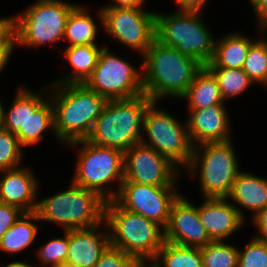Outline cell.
Instances as JSON below:
<instances>
[{
    "label": "cell",
    "mask_w": 267,
    "mask_h": 267,
    "mask_svg": "<svg viewBox=\"0 0 267 267\" xmlns=\"http://www.w3.org/2000/svg\"><path fill=\"white\" fill-rule=\"evenodd\" d=\"M203 66L156 38L142 55L144 94L153 102L181 99Z\"/></svg>",
    "instance_id": "obj_1"
},
{
    "label": "cell",
    "mask_w": 267,
    "mask_h": 267,
    "mask_svg": "<svg viewBox=\"0 0 267 267\" xmlns=\"http://www.w3.org/2000/svg\"><path fill=\"white\" fill-rule=\"evenodd\" d=\"M54 109V133L61 144L86 139L107 99L81 84H49Z\"/></svg>",
    "instance_id": "obj_2"
},
{
    "label": "cell",
    "mask_w": 267,
    "mask_h": 267,
    "mask_svg": "<svg viewBox=\"0 0 267 267\" xmlns=\"http://www.w3.org/2000/svg\"><path fill=\"white\" fill-rule=\"evenodd\" d=\"M104 221L110 245L137 261L154 260L165 242L161 225L122 208L115 200L105 202Z\"/></svg>",
    "instance_id": "obj_3"
},
{
    "label": "cell",
    "mask_w": 267,
    "mask_h": 267,
    "mask_svg": "<svg viewBox=\"0 0 267 267\" xmlns=\"http://www.w3.org/2000/svg\"><path fill=\"white\" fill-rule=\"evenodd\" d=\"M66 145L73 146V148L78 145L82 147L77 152L78 159L75 162L76 169L72 182L96 192L105 201L114 200L124 181V152L116 148L93 144L87 139ZM116 182L118 187L115 189Z\"/></svg>",
    "instance_id": "obj_4"
},
{
    "label": "cell",
    "mask_w": 267,
    "mask_h": 267,
    "mask_svg": "<svg viewBox=\"0 0 267 267\" xmlns=\"http://www.w3.org/2000/svg\"><path fill=\"white\" fill-rule=\"evenodd\" d=\"M151 102L145 94L130 99L108 100L86 139L93 144L125 152L141 142L143 117Z\"/></svg>",
    "instance_id": "obj_5"
},
{
    "label": "cell",
    "mask_w": 267,
    "mask_h": 267,
    "mask_svg": "<svg viewBox=\"0 0 267 267\" xmlns=\"http://www.w3.org/2000/svg\"><path fill=\"white\" fill-rule=\"evenodd\" d=\"M200 11L179 10L156 13V39L197 60L203 67L210 63L216 39Z\"/></svg>",
    "instance_id": "obj_6"
},
{
    "label": "cell",
    "mask_w": 267,
    "mask_h": 267,
    "mask_svg": "<svg viewBox=\"0 0 267 267\" xmlns=\"http://www.w3.org/2000/svg\"><path fill=\"white\" fill-rule=\"evenodd\" d=\"M105 200L71 182L62 192L38 200L40 221L57 223L64 231L89 228L104 221Z\"/></svg>",
    "instance_id": "obj_7"
},
{
    "label": "cell",
    "mask_w": 267,
    "mask_h": 267,
    "mask_svg": "<svg viewBox=\"0 0 267 267\" xmlns=\"http://www.w3.org/2000/svg\"><path fill=\"white\" fill-rule=\"evenodd\" d=\"M185 171L194 178L199 174L203 198L228 197L240 173L234 142L229 140L193 147L192 159Z\"/></svg>",
    "instance_id": "obj_8"
},
{
    "label": "cell",
    "mask_w": 267,
    "mask_h": 267,
    "mask_svg": "<svg viewBox=\"0 0 267 267\" xmlns=\"http://www.w3.org/2000/svg\"><path fill=\"white\" fill-rule=\"evenodd\" d=\"M76 6L62 0H37L19 16H11L15 46L40 48L63 41L68 16Z\"/></svg>",
    "instance_id": "obj_9"
},
{
    "label": "cell",
    "mask_w": 267,
    "mask_h": 267,
    "mask_svg": "<svg viewBox=\"0 0 267 267\" xmlns=\"http://www.w3.org/2000/svg\"><path fill=\"white\" fill-rule=\"evenodd\" d=\"M151 102L144 113L141 142L168 158L180 170L186 168L193 154L187 123ZM157 106V107H156ZM146 137V138H145Z\"/></svg>",
    "instance_id": "obj_10"
},
{
    "label": "cell",
    "mask_w": 267,
    "mask_h": 267,
    "mask_svg": "<svg viewBox=\"0 0 267 267\" xmlns=\"http://www.w3.org/2000/svg\"><path fill=\"white\" fill-rule=\"evenodd\" d=\"M103 45L92 75L84 83L107 100L130 99L144 94L143 70Z\"/></svg>",
    "instance_id": "obj_11"
},
{
    "label": "cell",
    "mask_w": 267,
    "mask_h": 267,
    "mask_svg": "<svg viewBox=\"0 0 267 267\" xmlns=\"http://www.w3.org/2000/svg\"><path fill=\"white\" fill-rule=\"evenodd\" d=\"M97 12L107 34L142 55L156 38V13L145 8H99Z\"/></svg>",
    "instance_id": "obj_12"
},
{
    "label": "cell",
    "mask_w": 267,
    "mask_h": 267,
    "mask_svg": "<svg viewBox=\"0 0 267 267\" xmlns=\"http://www.w3.org/2000/svg\"><path fill=\"white\" fill-rule=\"evenodd\" d=\"M177 190L178 186H153L123 181L114 200L122 208L153 220L165 228L172 203L181 194Z\"/></svg>",
    "instance_id": "obj_13"
},
{
    "label": "cell",
    "mask_w": 267,
    "mask_h": 267,
    "mask_svg": "<svg viewBox=\"0 0 267 267\" xmlns=\"http://www.w3.org/2000/svg\"><path fill=\"white\" fill-rule=\"evenodd\" d=\"M181 171L168 158L139 142L124 152V181L153 186H178Z\"/></svg>",
    "instance_id": "obj_14"
},
{
    "label": "cell",
    "mask_w": 267,
    "mask_h": 267,
    "mask_svg": "<svg viewBox=\"0 0 267 267\" xmlns=\"http://www.w3.org/2000/svg\"><path fill=\"white\" fill-rule=\"evenodd\" d=\"M164 236L165 241L188 247L202 248L212 242L199 220L198 206L182 193L172 203Z\"/></svg>",
    "instance_id": "obj_15"
},
{
    "label": "cell",
    "mask_w": 267,
    "mask_h": 267,
    "mask_svg": "<svg viewBox=\"0 0 267 267\" xmlns=\"http://www.w3.org/2000/svg\"><path fill=\"white\" fill-rule=\"evenodd\" d=\"M224 104L199 110H188L186 120L189 138L193 147L232 140L228 111Z\"/></svg>",
    "instance_id": "obj_16"
},
{
    "label": "cell",
    "mask_w": 267,
    "mask_h": 267,
    "mask_svg": "<svg viewBox=\"0 0 267 267\" xmlns=\"http://www.w3.org/2000/svg\"><path fill=\"white\" fill-rule=\"evenodd\" d=\"M198 206L199 220L212 241H225L246 223L227 197H204Z\"/></svg>",
    "instance_id": "obj_17"
},
{
    "label": "cell",
    "mask_w": 267,
    "mask_h": 267,
    "mask_svg": "<svg viewBox=\"0 0 267 267\" xmlns=\"http://www.w3.org/2000/svg\"><path fill=\"white\" fill-rule=\"evenodd\" d=\"M101 226L106 229L103 230ZM109 245V231L105 221L89 228L68 230V254L65 263L73 267H95Z\"/></svg>",
    "instance_id": "obj_18"
},
{
    "label": "cell",
    "mask_w": 267,
    "mask_h": 267,
    "mask_svg": "<svg viewBox=\"0 0 267 267\" xmlns=\"http://www.w3.org/2000/svg\"><path fill=\"white\" fill-rule=\"evenodd\" d=\"M39 181L27 166L0 171V202L19 207L24 212H36Z\"/></svg>",
    "instance_id": "obj_19"
},
{
    "label": "cell",
    "mask_w": 267,
    "mask_h": 267,
    "mask_svg": "<svg viewBox=\"0 0 267 267\" xmlns=\"http://www.w3.org/2000/svg\"><path fill=\"white\" fill-rule=\"evenodd\" d=\"M47 85L37 92L27 88L26 146L28 147L42 141L50 129L55 135L54 109L49 98V84Z\"/></svg>",
    "instance_id": "obj_20"
},
{
    "label": "cell",
    "mask_w": 267,
    "mask_h": 267,
    "mask_svg": "<svg viewBox=\"0 0 267 267\" xmlns=\"http://www.w3.org/2000/svg\"><path fill=\"white\" fill-rule=\"evenodd\" d=\"M227 198L233 201L231 203L244 220L246 216L242 210L245 208L251 210L254 216L267 207V179L251 172L240 171Z\"/></svg>",
    "instance_id": "obj_21"
},
{
    "label": "cell",
    "mask_w": 267,
    "mask_h": 267,
    "mask_svg": "<svg viewBox=\"0 0 267 267\" xmlns=\"http://www.w3.org/2000/svg\"><path fill=\"white\" fill-rule=\"evenodd\" d=\"M103 47L98 44L67 46L64 53L65 60H68L72 71L67 75L53 80L55 84H81L92 75L96 67L99 54Z\"/></svg>",
    "instance_id": "obj_22"
},
{
    "label": "cell",
    "mask_w": 267,
    "mask_h": 267,
    "mask_svg": "<svg viewBox=\"0 0 267 267\" xmlns=\"http://www.w3.org/2000/svg\"><path fill=\"white\" fill-rule=\"evenodd\" d=\"M216 40L214 55L206 68H242L251 44L256 39L240 32L226 33Z\"/></svg>",
    "instance_id": "obj_23"
},
{
    "label": "cell",
    "mask_w": 267,
    "mask_h": 267,
    "mask_svg": "<svg viewBox=\"0 0 267 267\" xmlns=\"http://www.w3.org/2000/svg\"><path fill=\"white\" fill-rule=\"evenodd\" d=\"M181 99L188 100V110H199L217 104H224L217 80L205 66L196 74Z\"/></svg>",
    "instance_id": "obj_24"
},
{
    "label": "cell",
    "mask_w": 267,
    "mask_h": 267,
    "mask_svg": "<svg viewBox=\"0 0 267 267\" xmlns=\"http://www.w3.org/2000/svg\"><path fill=\"white\" fill-rule=\"evenodd\" d=\"M38 223L40 219L36 212H24L0 239V251L8 252L12 256L30 247L37 238L40 228Z\"/></svg>",
    "instance_id": "obj_25"
},
{
    "label": "cell",
    "mask_w": 267,
    "mask_h": 267,
    "mask_svg": "<svg viewBox=\"0 0 267 267\" xmlns=\"http://www.w3.org/2000/svg\"><path fill=\"white\" fill-rule=\"evenodd\" d=\"M87 10L77 5L69 14L63 39L68 46L97 44L98 25Z\"/></svg>",
    "instance_id": "obj_26"
},
{
    "label": "cell",
    "mask_w": 267,
    "mask_h": 267,
    "mask_svg": "<svg viewBox=\"0 0 267 267\" xmlns=\"http://www.w3.org/2000/svg\"><path fill=\"white\" fill-rule=\"evenodd\" d=\"M154 261L159 267H203L200 248L165 241Z\"/></svg>",
    "instance_id": "obj_27"
},
{
    "label": "cell",
    "mask_w": 267,
    "mask_h": 267,
    "mask_svg": "<svg viewBox=\"0 0 267 267\" xmlns=\"http://www.w3.org/2000/svg\"><path fill=\"white\" fill-rule=\"evenodd\" d=\"M27 87L21 85L9 109H3L4 129L15 134L22 147H26Z\"/></svg>",
    "instance_id": "obj_28"
},
{
    "label": "cell",
    "mask_w": 267,
    "mask_h": 267,
    "mask_svg": "<svg viewBox=\"0 0 267 267\" xmlns=\"http://www.w3.org/2000/svg\"><path fill=\"white\" fill-rule=\"evenodd\" d=\"M260 36L251 44L242 69L254 82L267 87V39L262 36L266 29H257Z\"/></svg>",
    "instance_id": "obj_29"
},
{
    "label": "cell",
    "mask_w": 267,
    "mask_h": 267,
    "mask_svg": "<svg viewBox=\"0 0 267 267\" xmlns=\"http://www.w3.org/2000/svg\"><path fill=\"white\" fill-rule=\"evenodd\" d=\"M216 78L221 96L226 99L241 96L254 82L242 68H207Z\"/></svg>",
    "instance_id": "obj_30"
},
{
    "label": "cell",
    "mask_w": 267,
    "mask_h": 267,
    "mask_svg": "<svg viewBox=\"0 0 267 267\" xmlns=\"http://www.w3.org/2000/svg\"><path fill=\"white\" fill-rule=\"evenodd\" d=\"M238 250L225 241H212L200 248L203 267H238Z\"/></svg>",
    "instance_id": "obj_31"
},
{
    "label": "cell",
    "mask_w": 267,
    "mask_h": 267,
    "mask_svg": "<svg viewBox=\"0 0 267 267\" xmlns=\"http://www.w3.org/2000/svg\"><path fill=\"white\" fill-rule=\"evenodd\" d=\"M23 149L15 134L6 129L0 130V171L21 166Z\"/></svg>",
    "instance_id": "obj_32"
},
{
    "label": "cell",
    "mask_w": 267,
    "mask_h": 267,
    "mask_svg": "<svg viewBox=\"0 0 267 267\" xmlns=\"http://www.w3.org/2000/svg\"><path fill=\"white\" fill-rule=\"evenodd\" d=\"M64 236V237H63ZM63 236L52 238L36 250L42 267H53L65 263L68 254V230L63 231Z\"/></svg>",
    "instance_id": "obj_33"
},
{
    "label": "cell",
    "mask_w": 267,
    "mask_h": 267,
    "mask_svg": "<svg viewBox=\"0 0 267 267\" xmlns=\"http://www.w3.org/2000/svg\"><path fill=\"white\" fill-rule=\"evenodd\" d=\"M238 267H267V243L251 238L238 250Z\"/></svg>",
    "instance_id": "obj_34"
},
{
    "label": "cell",
    "mask_w": 267,
    "mask_h": 267,
    "mask_svg": "<svg viewBox=\"0 0 267 267\" xmlns=\"http://www.w3.org/2000/svg\"><path fill=\"white\" fill-rule=\"evenodd\" d=\"M138 261L123 250L109 245L95 267H135Z\"/></svg>",
    "instance_id": "obj_35"
},
{
    "label": "cell",
    "mask_w": 267,
    "mask_h": 267,
    "mask_svg": "<svg viewBox=\"0 0 267 267\" xmlns=\"http://www.w3.org/2000/svg\"><path fill=\"white\" fill-rule=\"evenodd\" d=\"M23 213L24 211L15 205L0 202V239Z\"/></svg>",
    "instance_id": "obj_36"
},
{
    "label": "cell",
    "mask_w": 267,
    "mask_h": 267,
    "mask_svg": "<svg viewBox=\"0 0 267 267\" xmlns=\"http://www.w3.org/2000/svg\"><path fill=\"white\" fill-rule=\"evenodd\" d=\"M15 48L14 32L12 27L0 38V74L5 70Z\"/></svg>",
    "instance_id": "obj_37"
},
{
    "label": "cell",
    "mask_w": 267,
    "mask_h": 267,
    "mask_svg": "<svg viewBox=\"0 0 267 267\" xmlns=\"http://www.w3.org/2000/svg\"><path fill=\"white\" fill-rule=\"evenodd\" d=\"M250 219H252V225L258 230V233L251 237H255L259 241L267 243V207L261 209Z\"/></svg>",
    "instance_id": "obj_38"
},
{
    "label": "cell",
    "mask_w": 267,
    "mask_h": 267,
    "mask_svg": "<svg viewBox=\"0 0 267 267\" xmlns=\"http://www.w3.org/2000/svg\"><path fill=\"white\" fill-rule=\"evenodd\" d=\"M254 10L257 25L267 31V0H249Z\"/></svg>",
    "instance_id": "obj_39"
},
{
    "label": "cell",
    "mask_w": 267,
    "mask_h": 267,
    "mask_svg": "<svg viewBox=\"0 0 267 267\" xmlns=\"http://www.w3.org/2000/svg\"><path fill=\"white\" fill-rule=\"evenodd\" d=\"M209 0H175V3L179 6V10L185 11H200L205 9V5Z\"/></svg>",
    "instance_id": "obj_40"
},
{
    "label": "cell",
    "mask_w": 267,
    "mask_h": 267,
    "mask_svg": "<svg viewBox=\"0 0 267 267\" xmlns=\"http://www.w3.org/2000/svg\"><path fill=\"white\" fill-rule=\"evenodd\" d=\"M112 2L101 8H145L146 0H111Z\"/></svg>",
    "instance_id": "obj_41"
},
{
    "label": "cell",
    "mask_w": 267,
    "mask_h": 267,
    "mask_svg": "<svg viewBox=\"0 0 267 267\" xmlns=\"http://www.w3.org/2000/svg\"><path fill=\"white\" fill-rule=\"evenodd\" d=\"M11 28V16L0 17V38Z\"/></svg>",
    "instance_id": "obj_42"
},
{
    "label": "cell",
    "mask_w": 267,
    "mask_h": 267,
    "mask_svg": "<svg viewBox=\"0 0 267 267\" xmlns=\"http://www.w3.org/2000/svg\"><path fill=\"white\" fill-rule=\"evenodd\" d=\"M3 263H1L0 267H35L34 264H30L27 262H23V261H13L10 263H7L6 265H2Z\"/></svg>",
    "instance_id": "obj_43"
},
{
    "label": "cell",
    "mask_w": 267,
    "mask_h": 267,
    "mask_svg": "<svg viewBox=\"0 0 267 267\" xmlns=\"http://www.w3.org/2000/svg\"><path fill=\"white\" fill-rule=\"evenodd\" d=\"M149 263V264H148ZM135 267H159L154 260L138 261Z\"/></svg>",
    "instance_id": "obj_44"
},
{
    "label": "cell",
    "mask_w": 267,
    "mask_h": 267,
    "mask_svg": "<svg viewBox=\"0 0 267 267\" xmlns=\"http://www.w3.org/2000/svg\"><path fill=\"white\" fill-rule=\"evenodd\" d=\"M3 102L0 101V130L4 129V121H3Z\"/></svg>",
    "instance_id": "obj_45"
},
{
    "label": "cell",
    "mask_w": 267,
    "mask_h": 267,
    "mask_svg": "<svg viewBox=\"0 0 267 267\" xmlns=\"http://www.w3.org/2000/svg\"><path fill=\"white\" fill-rule=\"evenodd\" d=\"M53 267H73V266H71L70 264H67V263H61V264H58V265L53 266Z\"/></svg>",
    "instance_id": "obj_46"
}]
</instances>
